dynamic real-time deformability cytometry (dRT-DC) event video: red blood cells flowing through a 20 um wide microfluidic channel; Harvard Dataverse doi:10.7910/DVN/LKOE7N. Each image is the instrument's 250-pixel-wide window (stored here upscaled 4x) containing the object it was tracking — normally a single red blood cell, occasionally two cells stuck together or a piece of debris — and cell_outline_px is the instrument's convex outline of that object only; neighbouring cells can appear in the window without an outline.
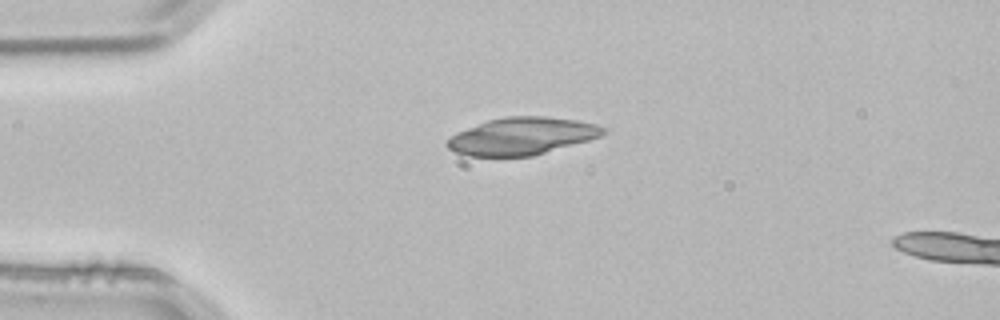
{"species": "common noctule bat (a hibernating species)", "species_latin": "Nyctalus noctula", "temperature_condition": "room temperature", "stored_images_in_passage": 2, "camera_frame_rate_fps": 3000, "um_per_image_px": 0.085, "animal": {"sex": "male", "body_mass_g": 21.5, "forearm_length_mm": 52.0}, "frame": {"image": 1, "passage_image": 1, "time_ms": 0.0, "image_size_px": [1000, 320], "cell_outline_px": [[608, 132], [600, 136], [588, 140], [532, 156], [464, 156], [448, 148], [444, 144], [452, 136], [468, 128], [488, 120], [508, 116], [544, 116], [576, 120], [596, 124], [608, 128]], "centroid_in_image_um": [44.39, 11.57], "position_along_channel_um": 40.6, "area_um2": 33.7}}